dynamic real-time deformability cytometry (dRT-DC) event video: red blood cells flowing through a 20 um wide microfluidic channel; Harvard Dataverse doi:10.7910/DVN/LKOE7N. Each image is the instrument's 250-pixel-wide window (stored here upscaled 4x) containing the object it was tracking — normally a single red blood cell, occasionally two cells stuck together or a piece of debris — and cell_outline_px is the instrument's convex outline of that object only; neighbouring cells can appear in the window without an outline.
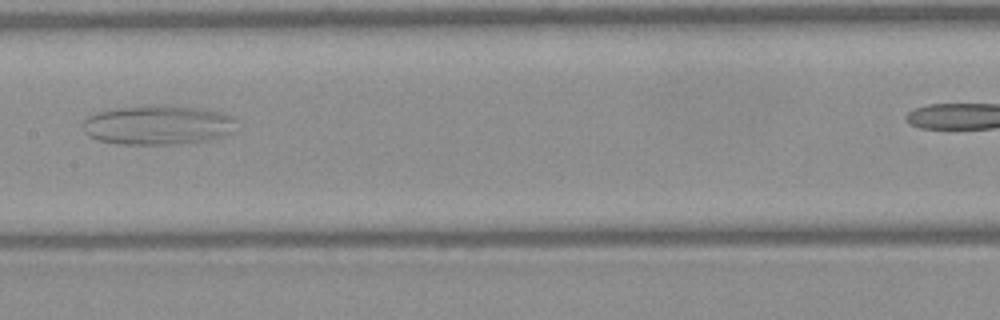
{"species": "Egyptian fruit bat (a non-hibernating species)", "species_latin": "Rousettus aegyptiacus", "temperature_condition": "warm", "stored_images_in_passage": 30, "camera_frame_rate_fps": 3000, "um_per_image_px": 0.085, "frame": {"image": 1, "passage_image": 14, "time_ms": 4.333, "image_size_px": [1000, 320], "cell_outline_px": [[240, 128], [236, 132], [212, 140], [180, 144], [120, 144], [100, 140], [88, 136], [84, 132], [84, 120], [88, 116], [96, 112], [112, 108], [208, 108], [232, 116], [236, 120]], "centroid_in_image_um": [13.52, 10.67], "position_along_channel_um": 193.9, "area_um2": 34.91}}
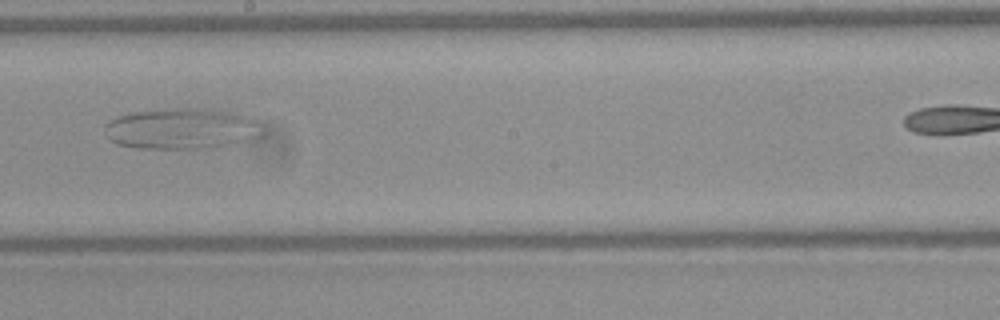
{"frame": {"image": 2, "passage_image": 17, "time_ms": 5.333, "image_size_px": [1000, 320], "cell_outline_px": [[264, 132], [260, 136], [236, 144], [216, 148], [136, 148], [116, 144], [108, 140], [104, 132], [104, 124], [108, 120], [132, 112], [168, 108], [200, 108], [232, 112], [256, 120]], "centroid_in_image_um": [15.4, 10.95], "position_along_channel_um": 232.8, "area_um2": 37.97}}
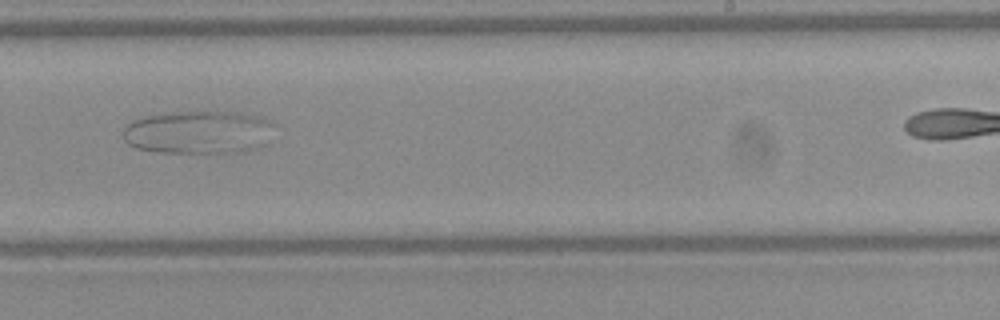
{"frame": {"image": 3, "passage_image": 20, "time_ms": 6.333, "image_size_px": [1000, 320], "cell_outline_px": [[272, 124], [264, 144], [256, 148], [240, 152], [156, 152], [136, 148], [128, 144], [124, 140], [124, 128], [132, 120], [144, 116], [172, 112], [228, 112], [252, 116], [264, 120]], "centroid_in_image_um": [16.74, 11.25], "position_along_channel_um": 272.3, "area_um2": 37.17}}